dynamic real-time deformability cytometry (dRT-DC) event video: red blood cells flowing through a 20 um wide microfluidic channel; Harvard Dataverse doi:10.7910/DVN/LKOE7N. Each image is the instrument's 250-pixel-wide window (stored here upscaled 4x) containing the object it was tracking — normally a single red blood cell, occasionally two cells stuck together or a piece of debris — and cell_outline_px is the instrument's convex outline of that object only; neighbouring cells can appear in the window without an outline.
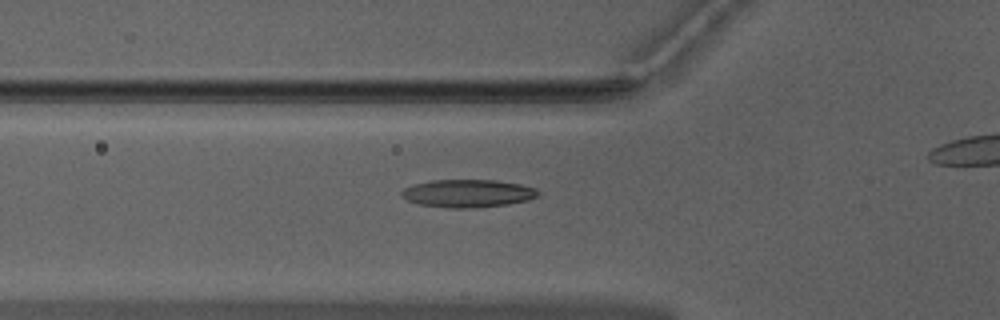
{"species": "Egyptian fruit bat (a non-hibernating species)", "species_latin": "Rousettus aegyptiacus", "temperature_condition": "warm", "stored_images_in_passage": 26, "camera_frame_rate_fps": 3000, "um_per_image_px": 0.085, "animal": {"sex": "male"}, "frame": {"image": 1, "passage_image": 2, "time_ms": 0.333, "image_size_px": [1000, 320], "cell_outline_px": [[540, 192], [536, 196], [528, 200], [508, 204], [476, 208], [448, 208], [420, 204], [408, 200], [400, 196], [400, 192], [404, 188], [412, 184], [432, 180], [496, 180], [520, 184], [536, 188]], "centroid_in_image_um": [39.75, 16.43], "position_along_channel_um": 86.1, "area_um2": 22.25}}
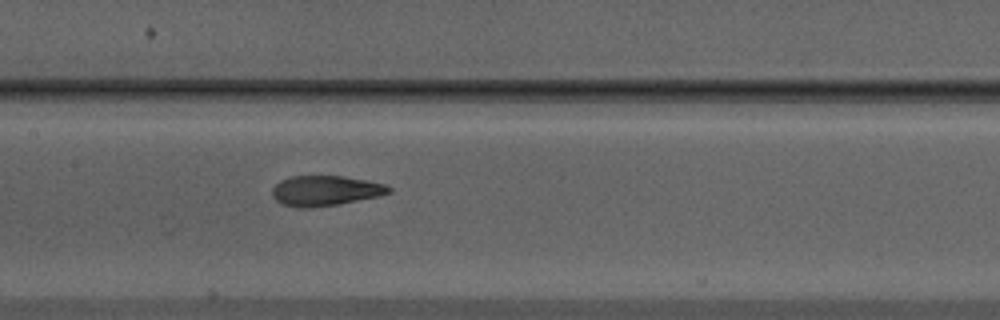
{"frame": {"image": 2, "passage_image": 9, "time_ms": 2.667, "image_size_px": [1000, 320], "cell_outline_px": [[392, 192], [380, 196], [336, 204], [308, 208], [300, 208], [284, 204], [276, 200], [272, 196], [272, 188], [280, 180], [292, 176], [344, 176], [384, 184], [392, 188]], "centroid_in_image_um": [27.65, 16.2], "position_along_channel_um": 179.8, "area_um2": 20.35}}
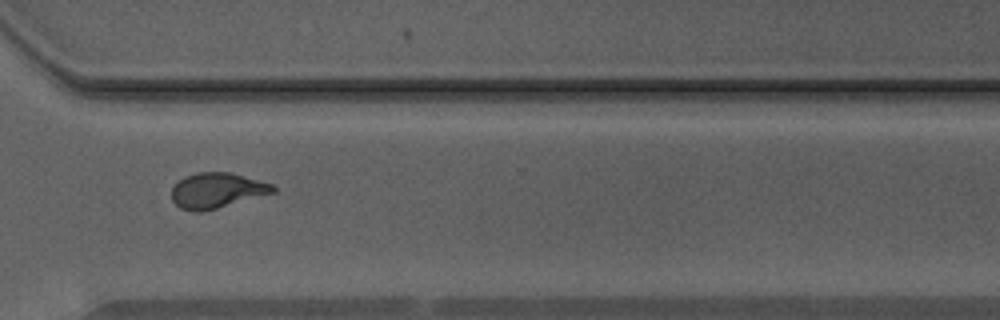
{"frame": {"image": 3, "passage_image": 22, "time_ms": 7.0, "image_size_px": [1000, 320], "cell_outline_px": [[276, 192], [216, 208], [200, 212], [192, 212], [180, 208], [172, 200], [172, 188], [184, 176], [196, 172], [232, 172], [272, 184], [276, 188]], "centroid_in_image_um": [18.43, 16.18], "position_along_channel_um": 352.2, "area_um2": 20.81}}